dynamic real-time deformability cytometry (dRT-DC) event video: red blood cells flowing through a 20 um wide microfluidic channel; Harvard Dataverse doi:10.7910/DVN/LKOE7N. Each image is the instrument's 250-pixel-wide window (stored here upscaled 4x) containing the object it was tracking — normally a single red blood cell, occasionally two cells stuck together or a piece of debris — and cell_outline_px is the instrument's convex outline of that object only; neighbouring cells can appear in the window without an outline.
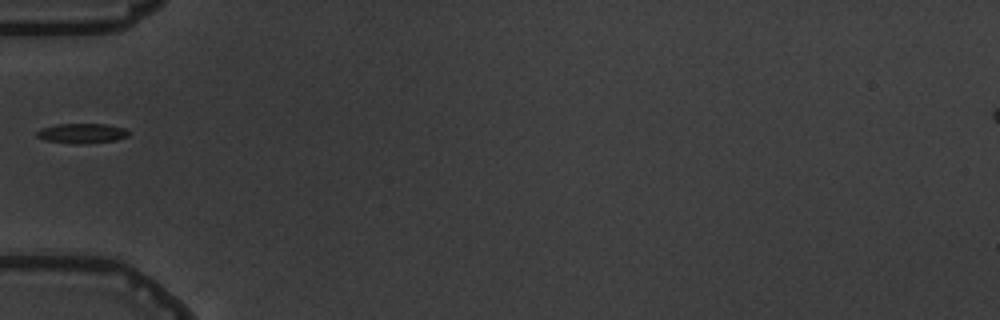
{"species": "common noctule bat (a hibernating species)", "species_latin": "Nyctalus noctula", "temperature_condition": "warm", "stored_images_in_passage": 1, "camera_frame_rate_fps": 3000, "um_per_image_px": 0.085, "animal": {"sex": "male", "body_mass_g": 19.5, "forearm_length_mm": 54.6}, "frame": {"image": 1, "passage_image": 1, "time_ms": 0.0, "image_size_px": [1000, 320], "cell_outline_px": [[128, 136], [116, 140], [88, 144], [76, 144], [44, 140], [36, 136], [36, 132], [40, 128], [56, 124], [104, 124], [124, 128], [128, 132]], "centroid_in_image_um": [6.93, 11.34], "position_along_channel_um": 78.1, "area_um2": 10.69}}